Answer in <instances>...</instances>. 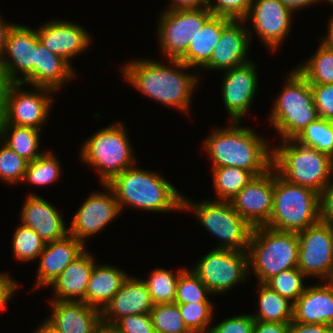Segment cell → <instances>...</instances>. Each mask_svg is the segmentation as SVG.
<instances>
[{"label": "cell", "instance_id": "obj_3", "mask_svg": "<svg viewBox=\"0 0 333 333\" xmlns=\"http://www.w3.org/2000/svg\"><path fill=\"white\" fill-rule=\"evenodd\" d=\"M133 165L107 185L115 194L121 212L124 205L149 212L182 211L183 195L157 172Z\"/></svg>", "mask_w": 333, "mask_h": 333}, {"label": "cell", "instance_id": "obj_35", "mask_svg": "<svg viewBox=\"0 0 333 333\" xmlns=\"http://www.w3.org/2000/svg\"><path fill=\"white\" fill-rule=\"evenodd\" d=\"M184 270L181 268L175 274L167 269L155 268L149 279H143L154 304L174 303L178 278Z\"/></svg>", "mask_w": 333, "mask_h": 333}, {"label": "cell", "instance_id": "obj_45", "mask_svg": "<svg viewBox=\"0 0 333 333\" xmlns=\"http://www.w3.org/2000/svg\"><path fill=\"white\" fill-rule=\"evenodd\" d=\"M120 333H156L150 314L128 315L113 325Z\"/></svg>", "mask_w": 333, "mask_h": 333}, {"label": "cell", "instance_id": "obj_24", "mask_svg": "<svg viewBox=\"0 0 333 333\" xmlns=\"http://www.w3.org/2000/svg\"><path fill=\"white\" fill-rule=\"evenodd\" d=\"M292 321L333 326V281L306 286L293 303Z\"/></svg>", "mask_w": 333, "mask_h": 333}, {"label": "cell", "instance_id": "obj_18", "mask_svg": "<svg viewBox=\"0 0 333 333\" xmlns=\"http://www.w3.org/2000/svg\"><path fill=\"white\" fill-rule=\"evenodd\" d=\"M222 79V96L230 121L241 122L254 101L258 85L256 65L250 61L225 70Z\"/></svg>", "mask_w": 333, "mask_h": 333}, {"label": "cell", "instance_id": "obj_29", "mask_svg": "<svg viewBox=\"0 0 333 333\" xmlns=\"http://www.w3.org/2000/svg\"><path fill=\"white\" fill-rule=\"evenodd\" d=\"M128 277L123 270L110 265L94 264L85 293L87 305L102 311L112 297L120 290Z\"/></svg>", "mask_w": 333, "mask_h": 333}, {"label": "cell", "instance_id": "obj_32", "mask_svg": "<svg viewBox=\"0 0 333 333\" xmlns=\"http://www.w3.org/2000/svg\"><path fill=\"white\" fill-rule=\"evenodd\" d=\"M213 187L218 200L231 201L255 175L248 170L232 166L212 168Z\"/></svg>", "mask_w": 333, "mask_h": 333}, {"label": "cell", "instance_id": "obj_55", "mask_svg": "<svg viewBox=\"0 0 333 333\" xmlns=\"http://www.w3.org/2000/svg\"><path fill=\"white\" fill-rule=\"evenodd\" d=\"M328 33L327 36L321 39V43H323L326 47L333 49V16L330 18L328 22Z\"/></svg>", "mask_w": 333, "mask_h": 333}, {"label": "cell", "instance_id": "obj_58", "mask_svg": "<svg viewBox=\"0 0 333 333\" xmlns=\"http://www.w3.org/2000/svg\"><path fill=\"white\" fill-rule=\"evenodd\" d=\"M11 298H0V311H2L5 308V305L7 304V301Z\"/></svg>", "mask_w": 333, "mask_h": 333}, {"label": "cell", "instance_id": "obj_10", "mask_svg": "<svg viewBox=\"0 0 333 333\" xmlns=\"http://www.w3.org/2000/svg\"><path fill=\"white\" fill-rule=\"evenodd\" d=\"M212 294H224L246 280L247 251L214 248L192 269Z\"/></svg>", "mask_w": 333, "mask_h": 333}, {"label": "cell", "instance_id": "obj_26", "mask_svg": "<svg viewBox=\"0 0 333 333\" xmlns=\"http://www.w3.org/2000/svg\"><path fill=\"white\" fill-rule=\"evenodd\" d=\"M92 254L86 250L71 262L48 286H52V300L84 301L90 274L95 264Z\"/></svg>", "mask_w": 333, "mask_h": 333}, {"label": "cell", "instance_id": "obj_28", "mask_svg": "<svg viewBox=\"0 0 333 333\" xmlns=\"http://www.w3.org/2000/svg\"><path fill=\"white\" fill-rule=\"evenodd\" d=\"M232 19L212 15L198 31L188 46L187 52L179 59L189 67L201 69L211 58L214 48L220 40L222 30Z\"/></svg>", "mask_w": 333, "mask_h": 333}, {"label": "cell", "instance_id": "obj_25", "mask_svg": "<svg viewBox=\"0 0 333 333\" xmlns=\"http://www.w3.org/2000/svg\"><path fill=\"white\" fill-rule=\"evenodd\" d=\"M85 245L68 235L63 239L45 243L38 259L35 288L49 286L63 270L85 251Z\"/></svg>", "mask_w": 333, "mask_h": 333}, {"label": "cell", "instance_id": "obj_41", "mask_svg": "<svg viewBox=\"0 0 333 333\" xmlns=\"http://www.w3.org/2000/svg\"><path fill=\"white\" fill-rule=\"evenodd\" d=\"M210 294L194 271L185 269L178 278L174 303L211 302Z\"/></svg>", "mask_w": 333, "mask_h": 333}, {"label": "cell", "instance_id": "obj_42", "mask_svg": "<svg viewBox=\"0 0 333 333\" xmlns=\"http://www.w3.org/2000/svg\"><path fill=\"white\" fill-rule=\"evenodd\" d=\"M28 161L0 140V178L8 184L23 181Z\"/></svg>", "mask_w": 333, "mask_h": 333}, {"label": "cell", "instance_id": "obj_15", "mask_svg": "<svg viewBox=\"0 0 333 333\" xmlns=\"http://www.w3.org/2000/svg\"><path fill=\"white\" fill-rule=\"evenodd\" d=\"M107 192H94L82 203L70 223L69 235L81 241L102 231L121 210L112 189L103 184ZM86 238V239H85Z\"/></svg>", "mask_w": 333, "mask_h": 333}, {"label": "cell", "instance_id": "obj_1", "mask_svg": "<svg viewBox=\"0 0 333 333\" xmlns=\"http://www.w3.org/2000/svg\"><path fill=\"white\" fill-rule=\"evenodd\" d=\"M171 66L149 59L132 60L121 68L123 77L129 84L147 97L168 107L189 112L192 93L197 87V73H186L184 68H192L179 59H169ZM183 70V71H181ZM195 73V74H193Z\"/></svg>", "mask_w": 333, "mask_h": 333}, {"label": "cell", "instance_id": "obj_53", "mask_svg": "<svg viewBox=\"0 0 333 333\" xmlns=\"http://www.w3.org/2000/svg\"><path fill=\"white\" fill-rule=\"evenodd\" d=\"M8 85H9V81L6 77L5 71L0 62V117L3 112L4 99H5L6 90H7Z\"/></svg>", "mask_w": 333, "mask_h": 333}, {"label": "cell", "instance_id": "obj_46", "mask_svg": "<svg viewBox=\"0 0 333 333\" xmlns=\"http://www.w3.org/2000/svg\"><path fill=\"white\" fill-rule=\"evenodd\" d=\"M254 319L250 314H242L221 320L211 326L209 333H253Z\"/></svg>", "mask_w": 333, "mask_h": 333}, {"label": "cell", "instance_id": "obj_30", "mask_svg": "<svg viewBox=\"0 0 333 333\" xmlns=\"http://www.w3.org/2000/svg\"><path fill=\"white\" fill-rule=\"evenodd\" d=\"M39 131L41 130L32 127L0 124V140L20 157L31 162L43 154L38 151Z\"/></svg>", "mask_w": 333, "mask_h": 333}, {"label": "cell", "instance_id": "obj_39", "mask_svg": "<svg viewBox=\"0 0 333 333\" xmlns=\"http://www.w3.org/2000/svg\"><path fill=\"white\" fill-rule=\"evenodd\" d=\"M184 324L191 333H209L213 316V303H177Z\"/></svg>", "mask_w": 333, "mask_h": 333}, {"label": "cell", "instance_id": "obj_34", "mask_svg": "<svg viewBox=\"0 0 333 333\" xmlns=\"http://www.w3.org/2000/svg\"><path fill=\"white\" fill-rule=\"evenodd\" d=\"M294 140L333 158V121L318 117Z\"/></svg>", "mask_w": 333, "mask_h": 333}, {"label": "cell", "instance_id": "obj_59", "mask_svg": "<svg viewBox=\"0 0 333 333\" xmlns=\"http://www.w3.org/2000/svg\"><path fill=\"white\" fill-rule=\"evenodd\" d=\"M316 1H317V3H319L320 1L322 2L324 0H316ZM325 2L330 3L332 5V7H333V0H325Z\"/></svg>", "mask_w": 333, "mask_h": 333}, {"label": "cell", "instance_id": "obj_49", "mask_svg": "<svg viewBox=\"0 0 333 333\" xmlns=\"http://www.w3.org/2000/svg\"><path fill=\"white\" fill-rule=\"evenodd\" d=\"M290 323L262 322L254 320L253 333H288Z\"/></svg>", "mask_w": 333, "mask_h": 333}, {"label": "cell", "instance_id": "obj_21", "mask_svg": "<svg viewBox=\"0 0 333 333\" xmlns=\"http://www.w3.org/2000/svg\"><path fill=\"white\" fill-rule=\"evenodd\" d=\"M154 303L143 279L128 276L101 311L102 323L113 326L128 315L150 314Z\"/></svg>", "mask_w": 333, "mask_h": 333}, {"label": "cell", "instance_id": "obj_31", "mask_svg": "<svg viewBox=\"0 0 333 333\" xmlns=\"http://www.w3.org/2000/svg\"><path fill=\"white\" fill-rule=\"evenodd\" d=\"M257 286L259 313L251 314L252 318L262 322L290 323L293 318V303L265 283H258Z\"/></svg>", "mask_w": 333, "mask_h": 333}, {"label": "cell", "instance_id": "obj_56", "mask_svg": "<svg viewBox=\"0 0 333 333\" xmlns=\"http://www.w3.org/2000/svg\"><path fill=\"white\" fill-rule=\"evenodd\" d=\"M32 333H57L48 323L43 321Z\"/></svg>", "mask_w": 333, "mask_h": 333}, {"label": "cell", "instance_id": "obj_19", "mask_svg": "<svg viewBox=\"0 0 333 333\" xmlns=\"http://www.w3.org/2000/svg\"><path fill=\"white\" fill-rule=\"evenodd\" d=\"M245 20H232L223 30L210 60L204 70H228L244 65L251 60L247 57L252 32L242 25Z\"/></svg>", "mask_w": 333, "mask_h": 333}, {"label": "cell", "instance_id": "obj_7", "mask_svg": "<svg viewBox=\"0 0 333 333\" xmlns=\"http://www.w3.org/2000/svg\"><path fill=\"white\" fill-rule=\"evenodd\" d=\"M287 74L283 91L273 103L270 121L281 140L295 139L319 116L311 85L296 69Z\"/></svg>", "mask_w": 333, "mask_h": 333}, {"label": "cell", "instance_id": "obj_52", "mask_svg": "<svg viewBox=\"0 0 333 333\" xmlns=\"http://www.w3.org/2000/svg\"><path fill=\"white\" fill-rule=\"evenodd\" d=\"M14 23H8L1 19L0 15V58L5 52L8 35Z\"/></svg>", "mask_w": 333, "mask_h": 333}, {"label": "cell", "instance_id": "obj_6", "mask_svg": "<svg viewBox=\"0 0 333 333\" xmlns=\"http://www.w3.org/2000/svg\"><path fill=\"white\" fill-rule=\"evenodd\" d=\"M319 221V193L286 181L274 170L273 208L265 226L298 233Z\"/></svg>", "mask_w": 333, "mask_h": 333}, {"label": "cell", "instance_id": "obj_37", "mask_svg": "<svg viewBox=\"0 0 333 333\" xmlns=\"http://www.w3.org/2000/svg\"><path fill=\"white\" fill-rule=\"evenodd\" d=\"M44 245L45 242L32 228L19 224L14 230L12 251L14 257L21 262L38 259Z\"/></svg>", "mask_w": 333, "mask_h": 333}, {"label": "cell", "instance_id": "obj_9", "mask_svg": "<svg viewBox=\"0 0 333 333\" xmlns=\"http://www.w3.org/2000/svg\"><path fill=\"white\" fill-rule=\"evenodd\" d=\"M192 202L183 196L182 210L195 212L201 225L220 240L216 248L247 251L253 227L234 210L230 201Z\"/></svg>", "mask_w": 333, "mask_h": 333}, {"label": "cell", "instance_id": "obj_57", "mask_svg": "<svg viewBox=\"0 0 333 333\" xmlns=\"http://www.w3.org/2000/svg\"><path fill=\"white\" fill-rule=\"evenodd\" d=\"M96 333H120L114 326L101 324Z\"/></svg>", "mask_w": 333, "mask_h": 333}, {"label": "cell", "instance_id": "obj_51", "mask_svg": "<svg viewBox=\"0 0 333 333\" xmlns=\"http://www.w3.org/2000/svg\"><path fill=\"white\" fill-rule=\"evenodd\" d=\"M171 4L167 7L169 10L179 9H198L207 6V0H171Z\"/></svg>", "mask_w": 333, "mask_h": 333}, {"label": "cell", "instance_id": "obj_33", "mask_svg": "<svg viewBox=\"0 0 333 333\" xmlns=\"http://www.w3.org/2000/svg\"><path fill=\"white\" fill-rule=\"evenodd\" d=\"M296 69L309 84H333V49L320 42L314 55Z\"/></svg>", "mask_w": 333, "mask_h": 333}, {"label": "cell", "instance_id": "obj_36", "mask_svg": "<svg viewBox=\"0 0 333 333\" xmlns=\"http://www.w3.org/2000/svg\"><path fill=\"white\" fill-rule=\"evenodd\" d=\"M52 151H43L35 160L28 162L23 182L37 186H45L59 179L61 174L60 162Z\"/></svg>", "mask_w": 333, "mask_h": 333}, {"label": "cell", "instance_id": "obj_16", "mask_svg": "<svg viewBox=\"0 0 333 333\" xmlns=\"http://www.w3.org/2000/svg\"><path fill=\"white\" fill-rule=\"evenodd\" d=\"M274 168L255 176L230 201L234 210L253 228L265 226L273 208Z\"/></svg>", "mask_w": 333, "mask_h": 333}, {"label": "cell", "instance_id": "obj_20", "mask_svg": "<svg viewBox=\"0 0 333 333\" xmlns=\"http://www.w3.org/2000/svg\"><path fill=\"white\" fill-rule=\"evenodd\" d=\"M36 30L45 48L61 56L71 66L72 58L87 50L91 43L88 31L74 22L51 20Z\"/></svg>", "mask_w": 333, "mask_h": 333}, {"label": "cell", "instance_id": "obj_11", "mask_svg": "<svg viewBox=\"0 0 333 333\" xmlns=\"http://www.w3.org/2000/svg\"><path fill=\"white\" fill-rule=\"evenodd\" d=\"M159 17V51L169 59H180L203 24L213 15L205 8L169 10Z\"/></svg>", "mask_w": 333, "mask_h": 333}, {"label": "cell", "instance_id": "obj_40", "mask_svg": "<svg viewBox=\"0 0 333 333\" xmlns=\"http://www.w3.org/2000/svg\"><path fill=\"white\" fill-rule=\"evenodd\" d=\"M307 278L298 268H290L271 277L265 284L284 298L294 303L304 292L306 286L303 283Z\"/></svg>", "mask_w": 333, "mask_h": 333}, {"label": "cell", "instance_id": "obj_14", "mask_svg": "<svg viewBox=\"0 0 333 333\" xmlns=\"http://www.w3.org/2000/svg\"><path fill=\"white\" fill-rule=\"evenodd\" d=\"M0 62L9 83H23L34 87L36 29L14 23ZM21 73L23 75L20 78L17 74Z\"/></svg>", "mask_w": 333, "mask_h": 333}, {"label": "cell", "instance_id": "obj_4", "mask_svg": "<svg viewBox=\"0 0 333 333\" xmlns=\"http://www.w3.org/2000/svg\"><path fill=\"white\" fill-rule=\"evenodd\" d=\"M272 149V167L286 181L319 194L331 183L333 158L294 139L281 140Z\"/></svg>", "mask_w": 333, "mask_h": 333}, {"label": "cell", "instance_id": "obj_23", "mask_svg": "<svg viewBox=\"0 0 333 333\" xmlns=\"http://www.w3.org/2000/svg\"><path fill=\"white\" fill-rule=\"evenodd\" d=\"M59 211L47 200L29 194L21 209V223L32 228L45 242L60 240L69 235Z\"/></svg>", "mask_w": 333, "mask_h": 333}, {"label": "cell", "instance_id": "obj_2", "mask_svg": "<svg viewBox=\"0 0 333 333\" xmlns=\"http://www.w3.org/2000/svg\"><path fill=\"white\" fill-rule=\"evenodd\" d=\"M231 121L227 128L213 130L203 142L211 158L212 168L232 166L251 171L255 176L272 167V149L269 143L252 128Z\"/></svg>", "mask_w": 333, "mask_h": 333}, {"label": "cell", "instance_id": "obj_50", "mask_svg": "<svg viewBox=\"0 0 333 333\" xmlns=\"http://www.w3.org/2000/svg\"><path fill=\"white\" fill-rule=\"evenodd\" d=\"M20 285L8 273H0V298L13 297Z\"/></svg>", "mask_w": 333, "mask_h": 333}, {"label": "cell", "instance_id": "obj_5", "mask_svg": "<svg viewBox=\"0 0 333 333\" xmlns=\"http://www.w3.org/2000/svg\"><path fill=\"white\" fill-rule=\"evenodd\" d=\"M298 250L296 232L254 227L247 249L248 265L258 283H266L279 272L297 267Z\"/></svg>", "mask_w": 333, "mask_h": 333}, {"label": "cell", "instance_id": "obj_13", "mask_svg": "<svg viewBox=\"0 0 333 333\" xmlns=\"http://www.w3.org/2000/svg\"><path fill=\"white\" fill-rule=\"evenodd\" d=\"M297 267L309 278L333 281V225L318 222L297 233Z\"/></svg>", "mask_w": 333, "mask_h": 333}, {"label": "cell", "instance_id": "obj_48", "mask_svg": "<svg viewBox=\"0 0 333 333\" xmlns=\"http://www.w3.org/2000/svg\"><path fill=\"white\" fill-rule=\"evenodd\" d=\"M288 333H333V326L290 322Z\"/></svg>", "mask_w": 333, "mask_h": 333}, {"label": "cell", "instance_id": "obj_22", "mask_svg": "<svg viewBox=\"0 0 333 333\" xmlns=\"http://www.w3.org/2000/svg\"><path fill=\"white\" fill-rule=\"evenodd\" d=\"M52 315L45 320L57 333H96L101 311L82 301L51 300Z\"/></svg>", "mask_w": 333, "mask_h": 333}, {"label": "cell", "instance_id": "obj_17", "mask_svg": "<svg viewBox=\"0 0 333 333\" xmlns=\"http://www.w3.org/2000/svg\"><path fill=\"white\" fill-rule=\"evenodd\" d=\"M292 13L281 0H252L245 20L250 19L254 32L273 52L291 30Z\"/></svg>", "mask_w": 333, "mask_h": 333}, {"label": "cell", "instance_id": "obj_44", "mask_svg": "<svg viewBox=\"0 0 333 333\" xmlns=\"http://www.w3.org/2000/svg\"><path fill=\"white\" fill-rule=\"evenodd\" d=\"M318 116L333 121V84H310Z\"/></svg>", "mask_w": 333, "mask_h": 333}, {"label": "cell", "instance_id": "obj_43", "mask_svg": "<svg viewBox=\"0 0 333 333\" xmlns=\"http://www.w3.org/2000/svg\"><path fill=\"white\" fill-rule=\"evenodd\" d=\"M212 2V3H211ZM252 0H207V8L213 15L232 20H245L251 8Z\"/></svg>", "mask_w": 333, "mask_h": 333}, {"label": "cell", "instance_id": "obj_38", "mask_svg": "<svg viewBox=\"0 0 333 333\" xmlns=\"http://www.w3.org/2000/svg\"><path fill=\"white\" fill-rule=\"evenodd\" d=\"M150 317L156 333H191L184 324L177 303L154 304Z\"/></svg>", "mask_w": 333, "mask_h": 333}, {"label": "cell", "instance_id": "obj_54", "mask_svg": "<svg viewBox=\"0 0 333 333\" xmlns=\"http://www.w3.org/2000/svg\"><path fill=\"white\" fill-rule=\"evenodd\" d=\"M293 12L315 4L316 0H281Z\"/></svg>", "mask_w": 333, "mask_h": 333}, {"label": "cell", "instance_id": "obj_8", "mask_svg": "<svg viewBox=\"0 0 333 333\" xmlns=\"http://www.w3.org/2000/svg\"><path fill=\"white\" fill-rule=\"evenodd\" d=\"M124 126L120 121L111 124L82 143L80 158L96 169L102 185L137 163Z\"/></svg>", "mask_w": 333, "mask_h": 333}, {"label": "cell", "instance_id": "obj_12", "mask_svg": "<svg viewBox=\"0 0 333 333\" xmlns=\"http://www.w3.org/2000/svg\"><path fill=\"white\" fill-rule=\"evenodd\" d=\"M24 85L23 83H9L0 124H14L41 130L48 118L53 102L52 93L55 91L35 86V91L29 92L24 91Z\"/></svg>", "mask_w": 333, "mask_h": 333}, {"label": "cell", "instance_id": "obj_27", "mask_svg": "<svg viewBox=\"0 0 333 333\" xmlns=\"http://www.w3.org/2000/svg\"><path fill=\"white\" fill-rule=\"evenodd\" d=\"M73 67L61 56L50 52L39 41L36 30V63H34V87H46L54 91L74 78ZM66 82V83H65Z\"/></svg>", "mask_w": 333, "mask_h": 333}, {"label": "cell", "instance_id": "obj_47", "mask_svg": "<svg viewBox=\"0 0 333 333\" xmlns=\"http://www.w3.org/2000/svg\"><path fill=\"white\" fill-rule=\"evenodd\" d=\"M319 218L333 225V181L319 194Z\"/></svg>", "mask_w": 333, "mask_h": 333}]
</instances>
